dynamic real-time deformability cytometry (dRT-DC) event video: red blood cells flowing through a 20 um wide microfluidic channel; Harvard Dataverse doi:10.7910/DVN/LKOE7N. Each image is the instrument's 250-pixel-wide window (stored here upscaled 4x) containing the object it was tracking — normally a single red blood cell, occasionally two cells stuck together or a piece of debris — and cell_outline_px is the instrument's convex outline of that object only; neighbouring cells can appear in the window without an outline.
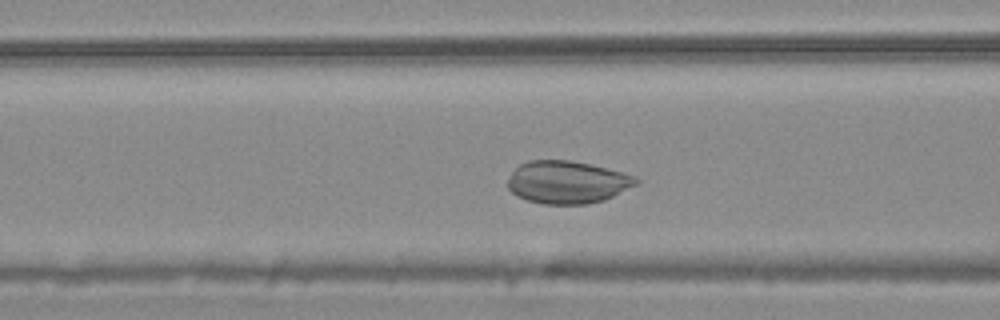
{"species": "common noctule bat (a hibernating species)", "species_latin": "Nyctalus noctula", "temperature_condition": "warm", "stored_images_in_passage": 47, "camera_frame_rate_fps": 3000, "um_per_image_px": 0.085, "animal": {"sex": "male", "body_mass_g": 20.4}, "frame": {"image": 1, "passage_image": 18, "time_ms": 5.667, "image_size_px": [1000, 320], "cell_outline_px": [[640, 180], [636, 184], [604, 200], [588, 204], [544, 204], [528, 200], [516, 196], [508, 188], [508, 180], [512, 172], [520, 164], [528, 160], [572, 160], [636, 176]], "centroid_in_image_um": [48.19, 15.49], "position_along_channel_um": 118.4, "area_um2": 31.62}}
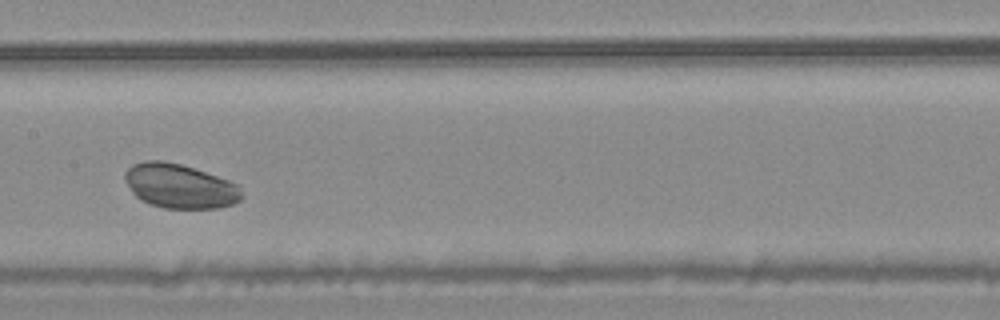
{"frame": {"image": 2, "passage_image": 24, "time_ms": 7.667, "image_size_px": [1000, 320], "cell_outline_px": [[244, 196], [240, 200], [232, 204], [220, 208], [164, 208], [140, 200], [132, 192], [124, 180], [124, 172], [132, 164], [144, 160], [160, 160], [180, 164], [228, 180], [236, 184], [240, 188]], "centroid_in_image_um": [15.26, 15.82], "position_along_channel_um": 192.1, "area_um2": 30.11}}
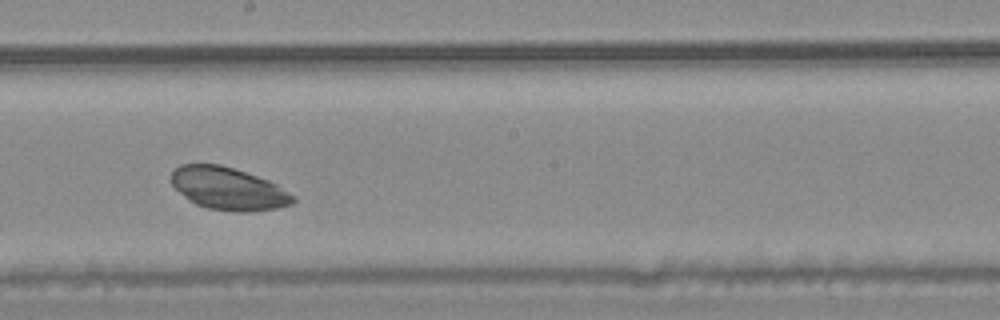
{"frame": {"image": 3, "passage_image": 27, "time_ms": 8.667, "image_size_px": [1000, 320], "cell_outline_px": [[296, 200], [292, 204], [276, 208], [248, 212], [236, 212], [208, 208], [196, 204], [188, 200], [172, 184], [172, 172], [180, 164], [220, 164], [268, 180], [276, 184], [296, 196]], "centroid_in_image_um": [19.42, 16.04], "position_along_channel_um": 228.8, "area_um2": 30.0}}